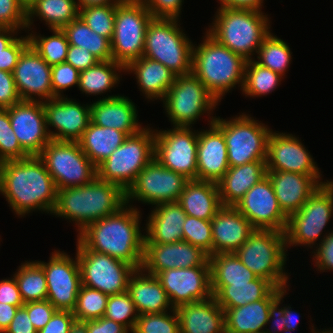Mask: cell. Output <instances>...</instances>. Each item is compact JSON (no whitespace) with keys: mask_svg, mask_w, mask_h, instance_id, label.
<instances>
[{"mask_svg":"<svg viewBox=\"0 0 333 333\" xmlns=\"http://www.w3.org/2000/svg\"><path fill=\"white\" fill-rule=\"evenodd\" d=\"M15 32L17 33L18 31L14 28L0 27V52H3V49L16 38L12 36L16 35Z\"/></svg>","mask_w":333,"mask_h":333,"instance_id":"2644e50d","label":"cell"},{"mask_svg":"<svg viewBox=\"0 0 333 333\" xmlns=\"http://www.w3.org/2000/svg\"><path fill=\"white\" fill-rule=\"evenodd\" d=\"M85 323L87 324L88 333H129L125 326L106 317L86 321Z\"/></svg>","mask_w":333,"mask_h":333,"instance_id":"e7e4bbea","label":"cell"},{"mask_svg":"<svg viewBox=\"0 0 333 333\" xmlns=\"http://www.w3.org/2000/svg\"><path fill=\"white\" fill-rule=\"evenodd\" d=\"M192 130L184 126L155 130L154 158L171 171L197 180L198 132Z\"/></svg>","mask_w":333,"mask_h":333,"instance_id":"9a60e30c","label":"cell"},{"mask_svg":"<svg viewBox=\"0 0 333 333\" xmlns=\"http://www.w3.org/2000/svg\"><path fill=\"white\" fill-rule=\"evenodd\" d=\"M278 204L283 213L289 217L299 211L307 202L308 198L320 185L321 176H309L285 171H267Z\"/></svg>","mask_w":333,"mask_h":333,"instance_id":"484cf974","label":"cell"},{"mask_svg":"<svg viewBox=\"0 0 333 333\" xmlns=\"http://www.w3.org/2000/svg\"><path fill=\"white\" fill-rule=\"evenodd\" d=\"M65 62L80 72L96 65L99 60L88 49L69 45Z\"/></svg>","mask_w":333,"mask_h":333,"instance_id":"6125c7cd","label":"cell"},{"mask_svg":"<svg viewBox=\"0 0 333 333\" xmlns=\"http://www.w3.org/2000/svg\"><path fill=\"white\" fill-rule=\"evenodd\" d=\"M25 303L47 300V284L43 268L36 262H25L14 274Z\"/></svg>","mask_w":333,"mask_h":333,"instance_id":"b9f144b4","label":"cell"},{"mask_svg":"<svg viewBox=\"0 0 333 333\" xmlns=\"http://www.w3.org/2000/svg\"><path fill=\"white\" fill-rule=\"evenodd\" d=\"M19 101L13 73L0 70V108L11 107Z\"/></svg>","mask_w":333,"mask_h":333,"instance_id":"680465c9","label":"cell"},{"mask_svg":"<svg viewBox=\"0 0 333 333\" xmlns=\"http://www.w3.org/2000/svg\"><path fill=\"white\" fill-rule=\"evenodd\" d=\"M246 62L207 31L203 42L193 45L192 73L219 102L237 84L243 88Z\"/></svg>","mask_w":333,"mask_h":333,"instance_id":"277c9868","label":"cell"},{"mask_svg":"<svg viewBox=\"0 0 333 333\" xmlns=\"http://www.w3.org/2000/svg\"><path fill=\"white\" fill-rule=\"evenodd\" d=\"M154 129L145 127L125 141L97 168V177L119 185L125 192L154 158Z\"/></svg>","mask_w":333,"mask_h":333,"instance_id":"ba28073f","label":"cell"},{"mask_svg":"<svg viewBox=\"0 0 333 333\" xmlns=\"http://www.w3.org/2000/svg\"><path fill=\"white\" fill-rule=\"evenodd\" d=\"M316 248L313 258L317 269L323 272L328 271V269L333 270V231L325 235Z\"/></svg>","mask_w":333,"mask_h":333,"instance_id":"91938a15","label":"cell"},{"mask_svg":"<svg viewBox=\"0 0 333 333\" xmlns=\"http://www.w3.org/2000/svg\"><path fill=\"white\" fill-rule=\"evenodd\" d=\"M137 108L131 99L112 95L90 104V120L97 126L114 128L128 136L140 132L144 127L138 123Z\"/></svg>","mask_w":333,"mask_h":333,"instance_id":"4316f807","label":"cell"},{"mask_svg":"<svg viewBox=\"0 0 333 333\" xmlns=\"http://www.w3.org/2000/svg\"><path fill=\"white\" fill-rule=\"evenodd\" d=\"M128 137L114 128L100 127L89 122L77 141L84 154L97 167L107 159Z\"/></svg>","mask_w":333,"mask_h":333,"instance_id":"d590c367","label":"cell"},{"mask_svg":"<svg viewBox=\"0 0 333 333\" xmlns=\"http://www.w3.org/2000/svg\"><path fill=\"white\" fill-rule=\"evenodd\" d=\"M264 14L261 10L219 7L207 32L248 61L270 34L269 18Z\"/></svg>","mask_w":333,"mask_h":333,"instance_id":"5b68a950","label":"cell"},{"mask_svg":"<svg viewBox=\"0 0 333 333\" xmlns=\"http://www.w3.org/2000/svg\"><path fill=\"white\" fill-rule=\"evenodd\" d=\"M140 212L125 204L115 213L89 224L78 239L94 252L104 253L141 269L145 235L140 229Z\"/></svg>","mask_w":333,"mask_h":333,"instance_id":"7a4b0ae2","label":"cell"},{"mask_svg":"<svg viewBox=\"0 0 333 333\" xmlns=\"http://www.w3.org/2000/svg\"><path fill=\"white\" fill-rule=\"evenodd\" d=\"M117 4L92 5L79 9V17L100 36L112 40Z\"/></svg>","mask_w":333,"mask_h":333,"instance_id":"7dc6e473","label":"cell"},{"mask_svg":"<svg viewBox=\"0 0 333 333\" xmlns=\"http://www.w3.org/2000/svg\"><path fill=\"white\" fill-rule=\"evenodd\" d=\"M0 303L10 304L19 308L24 305L15 277L0 281Z\"/></svg>","mask_w":333,"mask_h":333,"instance_id":"be15d7a7","label":"cell"},{"mask_svg":"<svg viewBox=\"0 0 333 333\" xmlns=\"http://www.w3.org/2000/svg\"><path fill=\"white\" fill-rule=\"evenodd\" d=\"M314 329H316V328H312L311 330H312V333H333V329L331 330H326V331H322V332H315V330Z\"/></svg>","mask_w":333,"mask_h":333,"instance_id":"2a66077c","label":"cell"},{"mask_svg":"<svg viewBox=\"0 0 333 333\" xmlns=\"http://www.w3.org/2000/svg\"><path fill=\"white\" fill-rule=\"evenodd\" d=\"M183 241L201 248L209 256L213 255L211 220L188 216L183 224Z\"/></svg>","mask_w":333,"mask_h":333,"instance_id":"816d5d0a","label":"cell"},{"mask_svg":"<svg viewBox=\"0 0 333 333\" xmlns=\"http://www.w3.org/2000/svg\"><path fill=\"white\" fill-rule=\"evenodd\" d=\"M156 277L166 291L173 309L211 297L210 266L175 268L159 272Z\"/></svg>","mask_w":333,"mask_h":333,"instance_id":"d6986e66","label":"cell"},{"mask_svg":"<svg viewBox=\"0 0 333 333\" xmlns=\"http://www.w3.org/2000/svg\"><path fill=\"white\" fill-rule=\"evenodd\" d=\"M275 286L268 280L256 277L248 283L211 285L213 296L221 308L241 307L264 299Z\"/></svg>","mask_w":333,"mask_h":333,"instance_id":"8d00e7d4","label":"cell"},{"mask_svg":"<svg viewBox=\"0 0 333 333\" xmlns=\"http://www.w3.org/2000/svg\"><path fill=\"white\" fill-rule=\"evenodd\" d=\"M298 137L271 131L267 140V171H285L321 176L316 162Z\"/></svg>","mask_w":333,"mask_h":333,"instance_id":"44dd1931","label":"cell"},{"mask_svg":"<svg viewBox=\"0 0 333 333\" xmlns=\"http://www.w3.org/2000/svg\"><path fill=\"white\" fill-rule=\"evenodd\" d=\"M218 102L192 72L176 76L163 99L166 114L174 127H192L203 113L208 111L209 115Z\"/></svg>","mask_w":333,"mask_h":333,"instance_id":"4fadbf2b","label":"cell"},{"mask_svg":"<svg viewBox=\"0 0 333 333\" xmlns=\"http://www.w3.org/2000/svg\"><path fill=\"white\" fill-rule=\"evenodd\" d=\"M333 215V181L320 185L302 208L288 217L286 246L316 244ZM315 243V244H314Z\"/></svg>","mask_w":333,"mask_h":333,"instance_id":"7c38bea8","label":"cell"},{"mask_svg":"<svg viewBox=\"0 0 333 333\" xmlns=\"http://www.w3.org/2000/svg\"><path fill=\"white\" fill-rule=\"evenodd\" d=\"M283 332H284V333H291V332H292V330H287V329H284V330H283Z\"/></svg>","mask_w":333,"mask_h":333,"instance_id":"b9fcfbb0","label":"cell"},{"mask_svg":"<svg viewBox=\"0 0 333 333\" xmlns=\"http://www.w3.org/2000/svg\"><path fill=\"white\" fill-rule=\"evenodd\" d=\"M44 270L47 300L57 310L73 311L81 286V273L77 255L75 260L65 252L55 250L49 262L36 261Z\"/></svg>","mask_w":333,"mask_h":333,"instance_id":"e0dca14e","label":"cell"},{"mask_svg":"<svg viewBox=\"0 0 333 333\" xmlns=\"http://www.w3.org/2000/svg\"><path fill=\"white\" fill-rule=\"evenodd\" d=\"M235 207L255 229L286 230L288 217L280 209L267 175L252 186Z\"/></svg>","mask_w":333,"mask_h":333,"instance_id":"ac0fdd59","label":"cell"},{"mask_svg":"<svg viewBox=\"0 0 333 333\" xmlns=\"http://www.w3.org/2000/svg\"><path fill=\"white\" fill-rule=\"evenodd\" d=\"M126 204V192L117 184L97 176L86 185L57 190L53 215L75 221L78 232L109 216Z\"/></svg>","mask_w":333,"mask_h":333,"instance_id":"3957f363","label":"cell"},{"mask_svg":"<svg viewBox=\"0 0 333 333\" xmlns=\"http://www.w3.org/2000/svg\"><path fill=\"white\" fill-rule=\"evenodd\" d=\"M213 123L223 132L229 167L266 160L270 128L242 113L229 120L216 117Z\"/></svg>","mask_w":333,"mask_h":333,"instance_id":"30bf717a","label":"cell"},{"mask_svg":"<svg viewBox=\"0 0 333 333\" xmlns=\"http://www.w3.org/2000/svg\"><path fill=\"white\" fill-rule=\"evenodd\" d=\"M286 288H274L264 299L224 310L225 333H264L270 304Z\"/></svg>","mask_w":333,"mask_h":333,"instance_id":"f546056e","label":"cell"},{"mask_svg":"<svg viewBox=\"0 0 333 333\" xmlns=\"http://www.w3.org/2000/svg\"><path fill=\"white\" fill-rule=\"evenodd\" d=\"M177 202L188 216L204 220H212L223 206L217 183L200 180H189Z\"/></svg>","mask_w":333,"mask_h":333,"instance_id":"836d02e7","label":"cell"},{"mask_svg":"<svg viewBox=\"0 0 333 333\" xmlns=\"http://www.w3.org/2000/svg\"><path fill=\"white\" fill-rule=\"evenodd\" d=\"M188 181L183 174L171 171L153 158L126 191V204L132 199L152 205L177 202Z\"/></svg>","mask_w":333,"mask_h":333,"instance_id":"2e32d148","label":"cell"},{"mask_svg":"<svg viewBox=\"0 0 333 333\" xmlns=\"http://www.w3.org/2000/svg\"><path fill=\"white\" fill-rule=\"evenodd\" d=\"M53 178L57 190L83 186L97 176L96 166L78 142L51 140L38 155Z\"/></svg>","mask_w":333,"mask_h":333,"instance_id":"8fae6325","label":"cell"},{"mask_svg":"<svg viewBox=\"0 0 333 333\" xmlns=\"http://www.w3.org/2000/svg\"><path fill=\"white\" fill-rule=\"evenodd\" d=\"M23 307L27 310L30 321L37 332L49 322L57 310L48 300L25 303Z\"/></svg>","mask_w":333,"mask_h":333,"instance_id":"11a10c76","label":"cell"},{"mask_svg":"<svg viewBox=\"0 0 333 333\" xmlns=\"http://www.w3.org/2000/svg\"><path fill=\"white\" fill-rule=\"evenodd\" d=\"M211 285L248 283L257 276L235 253H216L209 256Z\"/></svg>","mask_w":333,"mask_h":333,"instance_id":"f35d334b","label":"cell"},{"mask_svg":"<svg viewBox=\"0 0 333 333\" xmlns=\"http://www.w3.org/2000/svg\"><path fill=\"white\" fill-rule=\"evenodd\" d=\"M28 45V36L16 37L5 49H3V52H0V70L13 73L19 56Z\"/></svg>","mask_w":333,"mask_h":333,"instance_id":"9f6ffc18","label":"cell"},{"mask_svg":"<svg viewBox=\"0 0 333 333\" xmlns=\"http://www.w3.org/2000/svg\"><path fill=\"white\" fill-rule=\"evenodd\" d=\"M47 129L51 139L77 142L90 120V105H81L68 97H55L43 102ZM56 128L55 132L49 130Z\"/></svg>","mask_w":333,"mask_h":333,"instance_id":"cb8c5ba5","label":"cell"},{"mask_svg":"<svg viewBox=\"0 0 333 333\" xmlns=\"http://www.w3.org/2000/svg\"><path fill=\"white\" fill-rule=\"evenodd\" d=\"M20 6L27 12L37 0H18Z\"/></svg>","mask_w":333,"mask_h":333,"instance_id":"11e5206c","label":"cell"},{"mask_svg":"<svg viewBox=\"0 0 333 333\" xmlns=\"http://www.w3.org/2000/svg\"><path fill=\"white\" fill-rule=\"evenodd\" d=\"M152 18L142 0H121L117 4L111 40L113 61L126 68L143 56L146 28Z\"/></svg>","mask_w":333,"mask_h":333,"instance_id":"9c48e42d","label":"cell"},{"mask_svg":"<svg viewBox=\"0 0 333 333\" xmlns=\"http://www.w3.org/2000/svg\"><path fill=\"white\" fill-rule=\"evenodd\" d=\"M13 76L21 100L44 102L55 98L51 85V66L30 44L19 56ZM36 95L40 100L34 98Z\"/></svg>","mask_w":333,"mask_h":333,"instance_id":"603a6c76","label":"cell"},{"mask_svg":"<svg viewBox=\"0 0 333 333\" xmlns=\"http://www.w3.org/2000/svg\"><path fill=\"white\" fill-rule=\"evenodd\" d=\"M213 254L235 253L255 230L235 206H222L211 220Z\"/></svg>","mask_w":333,"mask_h":333,"instance_id":"83f0119b","label":"cell"},{"mask_svg":"<svg viewBox=\"0 0 333 333\" xmlns=\"http://www.w3.org/2000/svg\"><path fill=\"white\" fill-rule=\"evenodd\" d=\"M12 130L7 108H0V163L7 160L28 158Z\"/></svg>","mask_w":333,"mask_h":333,"instance_id":"f907efd6","label":"cell"},{"mask_svg":"<svg viewBox=\"0 0 333 333\" xmlns=\"http://www.w3.org/2000/svg\"><path fill=\"white\" fill-rule=\"evenodd\" d=\"M196 266H210L209 255L186 241L144 243L141 269L147 274L156 276L163 270Z\"/></svg>","mask_w":333,"mask_h":333,"instance_id":"7402d4cb","label":"cell"},{"mask_svg":"<svg viewBox=\"0 0 333 333\" xmlns=\"http://www.w3.org/2000/svg\"><path fill=\"white\" fill-rule=\"evenodd\" d=\"M138 316L135 304L127 291L121 294L109 295L103 317L125 326L132 332Z\"/></svg>","mask_w":333,"mask_h":333,"instance_id":"c3c4849f","label":"cell"},{"mask_svg":"<svg viewBox=\"0 0 333 333\" xmlns=\"http://www.w3.org/2000/svg\"><path fill=\"white\" fill-rule=\"evenodd\" d=\"M149 215L144 243L170 244L183 241V224L187 217L178 202L160 203Z\"/></svg>","mask_w":333,"mask_h":333,"instance_id":"4dcf8cb0","label":"cell"},{"mask_svg":"<svg viewBox=\"0 0 333 333\" xmlns=\"http://www.w3.org/2000/svg\"><path fill=\"white\" fill-rule=\"evenodd\" d=\"M178 19L152 18L145 33L143 56L162 63L176 76L192 72L193 43ZM180 27V28H179Z\"/></svg>","mask_w":333,"mask_h":333,"instance_id":"52a82bcc","label":"cell"},{"mask_svg":"<svg viewBox=\"0 0 333 333\" xmlns=\"http://www.w3.org/2000/svg\"><path fill=\"white\" fill-rule=\"evenodd\" d=\"M286 249L285 232L255 229L235 254L257 277L270 281L276 288H286Z\"/></svg>","mask_w":333,"mask_h":333,"instance_id":"8992f818","label":"cell"},{"mask_svg":"<svg viewBox=\"0 0 333 333\" xmlns=\"http://www.w3.org/2000/svg\"><path fill=\"white\" fill-rule=\"evenodd\" d=\"M220 7L262 10L263 0H219Z\"/></svg>","mask_w":333,"mask_h":333,"instance_id":"a7ac6f4b","label":"cell"},{"mask_svg":"<svg viewBox=\"0 0 333 333\" xmlns=\"http://www.w3.org/2000/svg\"><path fill=\"white\" fill-rule=\"evenodd\" d=\"M286 294V289L270 304L269 306V318H268V323L273 324L274 320V326H272V331L265 328L264 333H280L285 329V323H284V307H281L280 309V304L282 298ZM271 319V320H270ZM274 329V330H273ZM280 331V332H279Z\"/></svg>","mask_w":333,"mask_h":333,"instance_id":"03108f58","label":"cell"},{"mask_svg":"<svg viewBox=\"0 0 333 333\" xmlns=\"http://www.w3.org/2000/svg\"><path fill=\"white\" fill-rule=\"evenodd\" d=\"M257 54L258 64L285 76L292 59V53L285 41L270 33L262 42Z\"/></svg>","mask_w":333,"mask_h":333,"instance_id":"ee69618b","label":"cell"},{"mask_svg":"<svg viewBox=\"0 0 333 333\" xmlns=\"http://www.w3.org/2000/svg\"><path fill=\"white\" fill-rule=\"evenodd\" d=\"M171 312L140 314L132 333H180L178 314L175 309Z\"/></svg>","mask_w":333,"mask_h":333,"instance_id":"681fc988","label":"cell"},{"mask_svg":"<svg viewBox=\"0 0 333 333\" xmlns=\"http://www.w3.org/2000/svg\"><path fill=\"white\" fill-rule=\"evenodd\" d=\"M80 72L66 62L51 66V85L55 97H63V90L79 85Z\"/></svg>","mask_w":333,"mask_h":333,"instance_id":"f5cc1de1","label":"cell"},{"mask_svg":"<svg viewBox=\"0 0 333 333\" xmlns=\"http://www.w3.org/2000/svg\"><path fill=\"white\" fill-rule=\"evenodd\" d=\"M121 0H78L77 4L79 9L92 6V5H108V4H118Z\"/></svg>","mask_w":333,"mask_h":333,"instance_id":"753ad0ef","label":"cell"},{"mask_svg":"<svg viewBox=\"0 0 333 333\" xmlns=\"http://www.w3.org/2000/svg\"><path fill=\"white\" fill-rule=\"evenodd\" d=\"M283 78L280 74L258 64L256 60H248L242 92L250 97L266 96L277 88Z\"/></svg>","mask_w":333,"mask_h":333,"instance_id":"7bdbcfd3","label":"cell"},{"mask_svg":"<svg viewBox=\"0 0 333 333\" xmlns=\"http://www.w3.org/2000/svg\"><path fill=\"white\" fill-rule=\"evenodd\" d=\"M180 333H225L224 310L211 297L175 309Z\"/></svg>","mask_w":333,"mask_h":333,"instance_id":"f1b7e54d","label":"cell"},{"mask_svg":"<svg viewBox=\"0 0 333 333\" xmlns=\"http://www.w3.org/2000/svg\"><path fill=\"white\" fill-rule=\"evenodd\" d=\"M127 292L135 304L138 314L164 313L173 309L159 279L136 270L130 277Z\"/></svg>","mask_w":333,"mask_h":333,"instance_id":"1f68e13d","label":"cell"},{"mask_svg":"<svg viewBox=\"0 0 333 333\" xmlns=\"http://www.w3.org/2000/svg\"><path fill=\"white\" fill-rule=\"evenodd\" d=\"M75 320L72 311L56 310L49 322L37 333H69Z\"/></svg>","mask_w":333,"mask_h":333,"instance_id":"94428289","label":"cell"},{"mask_svg":"<svg viewBox=\"0 0 333 333\" xmlns=\"http://www.w3.org/2000/svg\"><path fill=\"white\" fill-rule=\"evenodd\" d=\"M125 71L136 75L140 91L150 100H163L176 79V74L162 63L144 56L132 61Z\"/></svg>","mask_w":333,"mask_h":333,"instance_id":"e575fe53","label":"cell"},{"mask_svg":"<svg viewBox=\"0 0 333 333\" xmlns=\"http://www.w3.org/2000/svg\"><path fill=\"white\" fill-rule=\"evenodd\" d=\"M62 30L67 36L69 45L88 49L99 61L112 59L111 41L92 31L80 17L71 21Z\"/></svg>","mask_w":333,"mask_h":333,"instance_id":"60d3db41","label":"cell"},{"mask_svg":"<svg viewBox=\"0 0 333 333\" xmlns=\"http://www.w3.org/2000/svg\"><path fill=\"white\" fill-rule=\"evenodd\" d=\"M295 313V314H294ZM297 312L292 311L291 307H284L285 329L294 331L298 325L299 318Z\"/></svg>","mask_w":333,"mask_h":333,"instance_id":"8c879c8a","label":"cell"},{"mask_svg":"<svg viewBox=\"0 0 333 333\" xmlns=\"http://www.w3.org/2000/svg\"><path fill=\"white\" fill-rule=\"evenodd\" d=\"M26 15L27 28H30L36 15L49 25V29H63L79 17V7L75 0H37Z\"/></svg>","mask_w":333,"mask_h":333,"instance_id":"74e56055","label":"cell"},{"mask_svg":"<svg viewBox=\"0 0 333 333\" xmlns=\"http://www.w3.org/2000/svg\"><path fill=\"white\" fill-rule=\"evenodd\" d=\"M109 295L81 285L75 309L72 311L77 321L97 320L103 317Z\"/></svg>","mask_w":333,"mask_h":333,"instance_id":"bcb514c9","label":"cell"},{"mask_svg":"<svg viewBox=\"0 0 333 333\" xmlns=\"http://www.w3.org/2000/svg\"><path fill=\"white\" fill-rule=\"evenodd\" d=\"M0 192L21 217L37 209L52 214L57 202V188L39 156L1 162Z\"/></svg>","mask_w":333,"mask_h":333,"instance_id":"6da1fadb","label":"cell"},{"mask_svg":"<svg viewBox=\"0 0 333 333\" xmlns=\"http://www.w3.org/2000/svg\"><path fill=\"white\" fill-rule=\"evenodd\" d=\"M125 68L115 61H99L96 65L80 71L78 88L82 93L100 95L110 91L115 84H119L120 77L117 71Z\"/></svg>","mask_w":333,"mask_h":333,"instance_id":"ab89813d","label":"cell"},{"mask_svg":"<svg viewBox=\"0 0 333 333\" xmlns=\"http://www.w3.org/2000/svg\"><path fill=\"white\" fill-rule=\"evenodd\" d=\"M266 160L229 167L217 182L222 205L235 206L246 192L266 176Z\"/></svg>","mask_w":333,"mask_h":333,"instance_id":"d6a6232c","label":"cell"},{"mask_svg":"<svg viewBox=\"0 0 333 333\" xmlns=\"http://www.w3.org/2000/svg\"><path fill=\"white\" fill-rule=\"evenodd\" d=\"M19 307L0 303V333H4L9 327Z\"/></svg>","mask_w":333,"mask_h":333,"instance_id":"89a4df30","label":"cell"},{"mask_svg":"<svg viewBox=\"0 0 333 333\" xmlns=\"http://www.w3.org/2000/svg\"><path fill=\"white\" fill-rule=\"evenodd\" d=\"M26 21V11L18 0H0V27L25 30Z\"/></svg>","mask_w":333,"mask_h":333,"instance_id":"db71d44e","label":"cell"},{"mask_svg":"<svg viewBox=\"0 0 333 333\" xmlns=\"http://www.w3.org/2000/svg\"><path fill=\"white\" fill-rule=\"evenodd\" d=\"M210 117V129L198 131L197 180L217 183L229 169L223 132Z\"/></svg>","mask_w":333,"mask_h":333,"instance_id":"d4e9b609","label":"cell"},{"mask_svg":"<svg viewBox=\"0 0 333 333\" xmlns=\"http://www.w3.org/2000/svg\"><path fill=\"white\" fill-rule=\"evenodd\" d=\"M4 333H37V330L32 325L27 310L22 306L18 308Z\"/></svg>","mask_w":333,"mask_h":333,"instance_id":"003e7915","label":"cell"},{"mask_svg":"<svg viewBox=\"0 0 333 333\" xmlns=\"http://www.w3.org/2000/svg\"><path fill=\"white\" fill-rule=\"evenodd\" d=\"M48 37L29 34V44L50 65L64 63L67 57L69 42L62 29H51Z\"/></svg>","mask_w":333,"mask_h":333,"instance_id":"f6af8a7d","label":"cell"},{"mask_svg":"<svg viewBox=\"0 0 333 333\" xmlns=\"http://www.w3.org/2000/svg\"><path fill=\"white\" fill-rule=\"evenodd\" d=\"M69 333H88L87 324L83 321L75 320L70 327Z\"/></svg>","mask_w":333,"mask_h":333,"instance_id":"34e18365","label":"cell"},{"mask_svg":"<svg viewBox=\"0 0 333 333\" xmlns=\"http://www.w3.org/2000/svg\"><path fill=\"white\" fill-rule=\"evenodd\" d=\"M77 259L81 273V285L97 289L107 295L127 291L128 282L136 269L107 254L89 250L77 238Z\"/></svg>","mask_w":333,"mask_h":333,"instance_id":"5bb4252c","label":"cell"},{"mask_svg":"<svg viewBox=\"0 0 333 333\" xmlns=\"http://www.w3.org/2000/svg\"><path fill=\"white\" fill-rule=\"evenodd\" d=\"M7 109L12 130L21 147L30 156H38L52 140L43 102L21 100Z\"/></svg>","mask_w":333,"mask_h":333,"instance_id":"ffe728a7","label":"cell"},{"mask_svg":"<svg viewBox=\"0 0 333 333\" xmlns=\"http://www.w3.org/2000/svg\"><path fill=\"white\" fill-rule=\"evenodd\" d=\"M153 18L179 19L183 0H142Z\"/></svg>","mask_w":333,"mask_h":333,"instance_id":"6f0895ef","label":"cell"}]
</instances>
